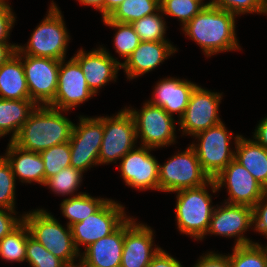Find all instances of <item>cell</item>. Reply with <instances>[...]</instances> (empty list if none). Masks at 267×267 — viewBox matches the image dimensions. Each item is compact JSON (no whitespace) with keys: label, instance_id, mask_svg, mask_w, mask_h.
Returning a JSON list of instances; mask_svg holds the SVG:
<instances>
[{"label":"cell","instance_id":"6da1fadb","mask_svg":"<svg viewBox=\"0 0 267 267\" xmlns=\"http://www.w3.org/2000/svg\"><path fill=\"white\" fill-rule=\"evenodd\" d=\"M237 16L215 6L203 8L182 30L195 41L205 55L240 50L235 33Z\"/></svg>","mask_w":267,"mask_h":267},{"label":"cell","instance_id":"7a4b0ae2","mask_svg":"<svg viewBox=\"0 0 267 267\" xmlns=\"http://www.w3.org/2000/svg\"><path fill=\"white\" fill-rule=\"evenodd\" d=\"M61 111L47 105H38L22 125L13 142L25 150L38 153L68 142L74 123Z\"/></svg>","mask_w":267,"mask_h":267},{"label":"cell","instance_id":"3957f363","mask_svg":"<svg viewBox=\"0 0 267 267\" xmlns=\"http://www.w3.org/2000/svg\"><path fill=\"white\" fill-rule=\"evenodd\" d=\"M211 187L212 192L218 191L214 179L207 184L190 189L176 191V222L182 234L190 235L196 240H202L209 228L214 210L212 199L206 187Z\"/></svg>","mask_w":267,"mask_h":267},{"label":"cell","instance_id":"277c9868","mask_svg":"<svg viewBox=\"0 0 267 267\" xmlns=\"http://www.w3.org/2000/svg\"><path fill=\"white\" fill-rule=\"evenodd\" d=\"M30 236L41 243L48 251L63 260L67 265H74L81 253L73 242L71 227L65 229L51 213L44 209H35L22 215Z\"/></svg>","mask_w":267,"mask_h":267},{"label":"cell","instance_id":"5b68a950","mask_svg":"<svg viewBox=\"0 0 267 267\" xmlns=\"http://www.w3.org/2000/svg\"><path fill=\"white\" fill-rule=\"evenodd\" d=\"M47 16L34 29L26 46L17 45L23 55L63 60L70 36L58 6L52 1Z\"/></svg>","mask_w":267,"mask_h":267},{"label":"cell","instance_id":"8992f818","mask_svg":"<svg viewBox=\"0 0 267 267\" xmlns=\"http://www.w3.org/2000/svg\"><path fill=\"white\" fill-rule=\"evenodd\" d=\"M210 180L191 145L185 151L169 158L163 165L159 163V191L161 192L197 188Z\"/></svg>","mask_w":267,"mask_h":267},{"label":"cell","instance_id":"52a82bcc","mask_svg":"<svg viewBox=\"0 0 267 267\" xmlns=\"http://www.w3.org/2000/svg\"><path fill=\"white\" fill-rule=\"evenodd\" d=\"M225 124L210 127L195 134L193 138L199 139L198 144L192 143L203 171L214 179L233 159L235 151L231 150L232 137L236 142L240 135L234 137L232 131L226 129Z\"/></svg>","mask_w":267,"mask_h":267},{"label":"cell","instance_id":"ba28073f","mask_svg":"<svg viewBox=\"0 0 267 267\" xmlns=\"http://www.w3.org/2000/svg\"><path fill=\"white\" fill-rule=\"evenodd\" d=\"M127 110L133 117L141 146L156 149L175 143V120L162 107L147 101L139 111L134 108Z\"/></svg>","mask_w":267,"mask_h":267},{"label":"cell","instance_id":"9c48e42d","mask_svg":"<svg viewBox=\"0 0 267 267\" xmlns=\"http://www.w3.org/2000/svg\"><path fill=\"white\" fill-rule=\"evenodd\" d=\"M124 206L108 199L95 213L71 226L75 248L80 253V245L87 248L99 239L115 232L129 217Z\"/></svg>","mask_w":267,"mask_h":267},{"label":"cell","instance_id":"30bf717a","mask_svg":"<svg viewBox=\"0 0 267 267\" xmlns=\"http://www.w3.org/2000/svg\"><path fill=\"white\" fill-rule=\"evenodd\" d=\"M103 140L101 143L98 163L110 164L122 159L136 147V128L132 115L122 109L113 117H103Z\"/></svg>","mask_w":267,"mask_h":267},{"label":"cell","instance_id":"8fae6325","mask_svg":"<svg viewBox=\"0 0 267 267\" xmlns=\"http://www.w3.org/2000/svg\"><path fill=\"white\" fill-rule=\"evenodd\" d=\"M74 124L69 140L70 166L84 173L92 166L99 165V151L103 140V116L89 118L80 116Z\"/></svg>","mask_w":267,"mask_h":267},{"label":"cell","instance_id":"7c38bea8","mask_svg":"<svg viewBox=\"0 0 267 267\" xmlns=\"http://www.w3.org/2000/svg\"><path fill=\"white\" fill-rule=\"evenodd\" d=\"M15 53L22 60L30 99L37 105H48L57 91L60 60Z\"/></svg>","mask_w":267,"mask_h":267},{"label":"cell","instance_id":"4fadbf2b","mask_svg":"<svg viewBox=\"0 0 267 267\" xmlns=\"http://www.w3.org/2000/svg\"><path fill=\"white\" fill-rule=\"evenodd\" d=\"M222 93L211 92L196 86L192 91L188 105L183 116L179 119V130L183 131V135L194 136L200 131L220 124L219 105Z\"/></svg>","mask_w":267,"mask_h":267},{"label":"cell","instance_id":"5bb4252c","mask_svg":"<svg viewBox=\"0 0 267 267\" xmlns=\"http://www.w3.org/2000/svg\"><path fill=\"white\" fill-rule=\"evenodd\" d=\"M60 61L58 86L54 99L47 105L64 112L95 96L89 89L82 68L72 57Z\"/></svg>","mask_w":267,"mask_h":267},{"label":"cell","instance_id":"9a60e30c","mask_svg":"<svg viewBox=\"0 0 267 267\" xmlns=\"http://www.w3.org/2000/svg\"><path fill=\"white\" fill-rule=\"evenodd\" d=\"M217 189L225 186L229 204L253 207L267 192L258 181L235 159H233L215 178Z\"/></svg>","mask_w":267,"mask_h":267},{"label":"cell","instance_id":"2e32d148","mask_svg":"<svg viewBox=\"0 0 267 267\" xmlns=\"http://www.w3.org/2000/svg\"><path fill=\"white\" fill-rule=\"evenodd\" d=\"M154 148L140 146L130 150L120 161L119 170L126 185L141 190L159 191V163L150 154Z\"/></svg>","mask_w":267,"mask_h":267},{"label":"cell","instance_id":"e0dca14e","mask_svg":"<svg viewBox=\"0 0 267 267\" xmlns=\"http://www.w3.org/2000/svg\"><path fill=\"white\" fill-rule=\"evenodd\" d=\"M214 208L207 234L235 237L234 246L253 244L244 232L253 225V208L247 205L226 203Z\"/></svg>","mask_w":267,"mask_h":267},{"label":"cell","instance_id":"ac0fdd59","mask_svg":"<svg viewBox=\"0 0 267 267\" xmlns=\"http://www.w3.org/2000/svg\"><path fill=\"white\" fill-rule=\"evenodd\" d=\"M153 230L144 224L136 223L129 217L124 222V245L120 267H146L159 252L154 247Z\"/></svg>","mask_w":267,"mask_h":267},{"label":"cell","instance_id":"d6986e66","mask_svg":"<svg viewBox=\"0 0 267 267\" xmlns=\"http://www.w3.org/2000/svg\"><path fill=\"white\" fill-rule=\"evenodd\" d=\"M73 58L79 63L89 89L96 95L109 81H115L122 63L101 46L90 52L80 49Z\"/></svg>","mask_w":267,"mask_h":267},{"label":"cell","instance_id":"ffe728a7","mask_svg":"<svg viewBox=\"0 0 267 267\" xmlns=\"http://www.w3.org/2000/svg\"><path fill=\"white\" fill-rule=\"evenodd\" d=\"M176 51L168 41H141L130 57L122 63L121 68L127 78L132 80L152 71Z\"/></svg>","mask_w":267,"mask_h":267},{"label":"cell","instance_id":"44dd1931","mask_svg":"<svg viewBox=\"0 0 267 267\" xmlns=\"http://www.w3.org/2000/svg\"><path fill=\"white\" fill-rule=\"evenodd\" d=\"M196 86V83L187 79L164 78L158 81L153 90V99L148 101L153 105L162 107L171 116H174L173 113H178L180 119Z\"/></svg>","mask_w":267,"mask_h":267},{"label":"cell","instance_id":"7402d4cb","mask_svg":"<svg viewBox=\"0 0 267 267\" xmlns=\"http://www.w3.org/2000/svg\"><path fill=\"white\" fill-rule=\"evenodd\" d=\"M124 245V223L109 236L85 248L80 254L83 267H120Z\"/></svg>","mask_w":267,"mask_h":267},{"label":"cell","instance_id":"603a6c76","mask_svg":"<svg viewBox=\"0 0 267 267\" xmlns=\"http://www.w3.org/2000/svg\"><path fill=\"white\" fill-rule=\"evenodd\" d=\"M4 157L11 165L14 177H19L22 183L45 184V167L40 153L25 150L10 141Z\"/></svg>","mask_w":267,"mask_h":267},{"label":"cell","instance_id":"cb8c5ba5","mask_svg":"<svg viewBox=\"0 0 267 267\" xmlns=\"http://www.w3.org/2000/svg\"><path fill=\"white\" fill-rule=\"evenodd\" d=\"M234 144V159L267 190V149L241 135Z\"/></svg>","mask_w":267,"mask_h":267},{"label":"cell","instance_id":"d4e9b609","mask_svg":"<svg viewBox=\"0 0 267 267\" xmlns=\"http://www.w3.org/2000/svg\"><path fill=\"white\" fill-rule=\"evenodd\" d=\"M0 99H30L22 60L16 53L0 66Z\"/></svg>","mask_w":267,"mask_h":267},{"label":"cell","instance_id":"484cf974","mask_svg":"<svg viewBox=\"0 0 267 267\" xmlns=\"http://www.w3.org/2000/svg\"><path fill=\"white\" fill-rule=\"evenodd\" d=\"M37 106L31 99H0V137L12 132L13 141Z\"/></svg>","mask_w":267,"mask_h":267},{"label":"cell","instance_id":"4316f807","mask_svg":"<svg viewBox=\"0 0 267 267\" xmlns=\"http://www.w3.org/2000/svg\"><path fill=\"white\" fill-rule=\"evenodd\" d=\"M107 200V198H94L86 192H79L76 196L64 199L60 210L69 220L67 225L71 227L95 213Z\"/></svg>","mask_w":267,"mask_h":267},{"label":"cell","instance_id":"83f0119b","mask_svg":"<svg viewBox=\"0 0 267 267\" xmlns=\"http://www.w3.org/2000/svg\"><path fill=\"white\" fill-rule=\"evenodd\" d=\"M29 229L22 221L15 229L0 240V256L5 261L25 262Z\"/></svg>","mask_w":267,"mask_h":267},{"label":"cell","instance_id":"f1b7e54d","mask_svg":"<svg viewBox=\"0 0 267 267\" xmlns=\"http://www.w3.org/2000/svg\"><path fill=\"white\" fill-rule=\"evenodd\" d=\"M159 10L160 0H125L108 18L111 21L131 24Z\"/></svg>","mask_w":267,"mask_h":267},{"label":"cell","instance_id":"f546056e","mask_svg":"<svg viewBox=\"0 0 267 267\" xmlns=\"http://www.w3.org/2000/svg\"><path fill=\"white\" fill-rule=\"evenodd\" d=\"M228 257L231 267H267V246L258 242L234 246Z\"/></svg>","mask_w":267,"mask_h":267},{"label":"cell","instance_id":"4dcf8cb0","mask_svg":"<svg viewBox=\"0 0 267 267\" xmlns=\"http://www.w3.org/2000/svg\"><path fill=\"white\" fill-rule=\"evenodd\" d=\"M103 22L107 26L117 29L113 43L116 50L115 52L118 53L120 57L125 58L126 61L139 46L141 42L139 36L136 34L131 24L111 21L108 17L103 18Z\"/></svg>","mask_w":267,"mask_h":267},{"label":"cell","instance_id":"1f68e13d","mask_svg":"<svg viewBox=\"0 0 267 267\" xmlns=\"http://www.w3.org/2000/svg\"><path fill=\"white\" fill-rule=\"evenodd\" d=\"M161 14V15H160ZM161 10L131 23L141 41H168L165 38L166 21Z\"/></svg>","mask_w":267,"mask_h":267},{"label":"cell","instance_id":"d6a6232c","mask_svg":"<svg viewBox=\"0 0 267 267\" xmlns=\"http://www.w3.org/2000/svg\"><path fill=\"white\" fill-rule=\"evenodd\" d=\"M83 173L75 169L71 166L62 169L56 175L51 176L48 178L44 184V186H48L52 192L60 195H70L76 196V190L81 185Z\"/></svg>","mask_w":267,"mask_h":267},{"label":"cell","instance_id":"836d02e7","mask_svg":"<svg viewBox=\"0 0 267 267\" xmlns=\"http://www.w3.org/2000/svg\"><path fill=\"white\" fill-rule=\"evenodd\" d=\"M40 155L44 162L45 179L59 173L62 169L70 166L71 152L69 141L43 150Z\"/></svg>","mask_w":267,"mask_h":267},{"label":"cell","instance_id":"e575fe53","mask_svg":"<svg viewBox=\"0 0 267 267\" xmlns=\"http://www.w3.org/2000/svg\"><path fill=\"white\" fill-rule=\"evenodd\" d=\"M26 262L31 267H66L67 264L48 251L30 235L27 237Z\"/></svg>","mask_w":267,"mask_h":267},{"label":"cell","instance_id":"d590c367","mask_svg":"<svg viewBox=\"0 0 267 267\" xmlns=\"http://www.w3.org/2000/svg\"><path fill=\"white\" fill-rule=\"evenodd\" d=\"M205 8L195 0H160L162 14L177 17L185 26L196 14Z\"/></svg>","mask_w":267,"mask_h":267},{"label":"cell","instance_id":"8d00e7d4","mask_svg":"<svg viewBox=\"0 0 267 267\" xmlns=\"http://www.w3.org/2000/svg\"><path fill=\"white\" fill-rule=\"evenodd\" d=\"M15 179L11 165L0 156V208L15 210Z\"/></svg>","mask_w":267,"mask_h":267},{"label":"cell","instance_id":"74e56055","mask_svg":"<svg viewBox=\"0 0 267 267\" xmlns=\"http://www.w3.org/2000/svg\"><path fill=\"white\" fill-rule=\"evenodd\" d=\"M212 6L231 12L234 15L245 13L264 14L265 0H211Z\"/></svg>","mask_w":267,"mask_h":267},{"label":"cell","instance_id":"f35d334b","mask_svg":"<svg viewBox=\"0 0 267 267\" xmlns=\"http://www.w3.org/2000/svg\"><path fill=\"white\" fill-rule=\"evenodd\" d=\"M252 208L253 229L267 238V192Z\"/></svg>","mask_w":267,"mask_h":267},{"label":"cell","instance_id":"ab89813d","mask_svg":"<svg viewBox=\"0 0 267 267\" xmlns=\"http://www.w3.org/2000/svg\"><path fill=\"white\" fill-rule=\"evenodd\" d=\"M15 21L14 13L8 2L0 3V42H8L7 39Z\"/></svg>","mask_w":267,"mask_h":267},{"label":"cell","instance_id":"60d3db41","mask_svg":"<svg viewBox=\"0 0 267 267\" xmlns=\"http://www.w3.org/2000/svg\"><path fill=\"white\" fill-rule=\"evenodd\" d=\"M15 210L0 208V240L15 229L22 221V216L16 218Z\"/></svg>","mask_w":267,"mask_h":267},{"label":"cell","instance_id":"b9f144b4","mask_svg":"<svg viewBox=\"0 0 267 267\" xmlns=\"http://www.w3.org/2000/svg\"><path fill=\"white\" fill-rule=\"evenodd\" d=\"M194 267H231L228 255L209 252L200 256Z\"/></svg>","mask_w":267,"mask_h":267},{"label":"cell","instance_id":"7bdbcfd3","mask_svg":"<svg viewBox=\"0 0 267 267\" xmlns=\"http://www.w3.org/2000/svg\"><path fill=\"white\" fill-rule=\"evenodd\" d=\"M146 267H183L181 263L163 249L153 257L152 261Z\"/></svg>","mask_w":267,"mask_h":267},{"label":"cell","instance_id":"ee69618b","mask_svg":"<svg viewBox=\"0 0 267 267\" xmlns=\"http://www.w3.org/2000/svg\"><path fill=\"white\" fill-rule=\"evenodd\" d=\"M253 137L257 144L262 145L265 149H267V117L259 122Z\"/></svg>","mask_w":267,"mask_h":267},{"label":"cell","instance_id":"f6af8a7d","mask_svg":"<svg viewBox=\"0 0 267 267\" xmlns=\"http://www.w3.org/2000/svg\"><path fill=\"white\" fill-rule=\"evenodd\" d=\"M18 44L0 42V66L15 54Z\"/></svg>","mask_w":267,"mask_h":267},{"label":"cell","instance_id":"bcb514c9","mask_svg":"<svg viewBox=\"0 0 267 267\" xmlns=\"http://www.w3.org/2000/svg\"><path fill=\"white\" fill-rule=\"evenodd\" d=\"M125 0H105L104 18L109 17Z\"/></svg>","mask_w":267,"mask_h":267},{"label":"cell","instance_id":"7dc6e473","mask_svg":"<svg viewBox=\"0 0 267 267\" xmlns=\"http://www.w3.org/2000/svg\"><path fill=\"white\" fill-rule=\"evenodd\" d=\"M83 5L93 6L96 10H99L104 18V1L105 0H78Z\"/></svg>","mask_w":267,"mask_h":267},{"label":"cell","instance_id":"c3c4849f","mask_svg":"<svg viewBox=\"0 0 267 267\" xmlns=\"http://www.w3.org/2000/svg\"><path fill=\"white\" fill-rule=\"evenodd\" d=\"M195 1H197V2H200L204 7H208V6H211L212 4V2L211 1H209V2H207V3H203V0H195Z\"/></svg>","mask_w":267,"mask_h":267},{"label":"cell","instance_id":"681fc988","mask_svg":"<svg viewBox=\"0 0 267 267\" xmlns=\"http://www.w3.org/2000/svg\"><path fill=\"white\" fill-rule=\"evenodd\" d=\"M66 267H83L80 263L74 265H67Z\"/></svg>","mask_w":267,"mask_h":267},{"label":"cell","instance_id":"f907efd6","mask_svg":"<svg viewBox=\"0 0 267 267\" xmlns=\"http://www.w3.org/2000/svg\"><path fill=\"white\" fill-rule=\"evenodd\" d=\"M264 14H267V0H265V11Z\"/></svg>","mask_w":267,"mask_h":267},{"label":"cell","instance_id":"816d5d0a","mask_svg":"<svg viewBox=\"0 0 267 267\" xmlns=\"http://www.w3.org/2000/svg\"><path fill=\"white\" fill-rule=\"evenodd\" d=\"M0 3H7L6 0H0Z\"/></svg>","mask_w":267,"mask_h":267}]
</instances>
